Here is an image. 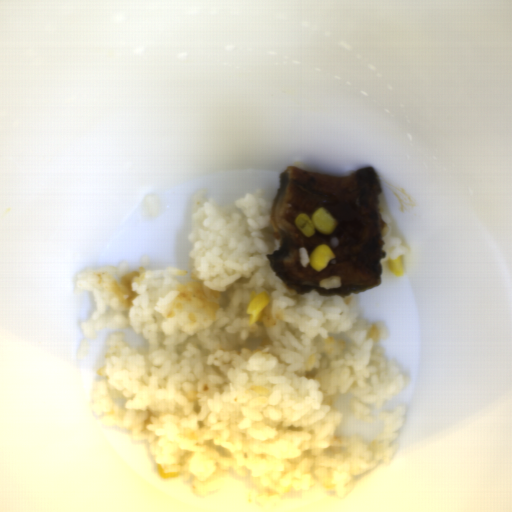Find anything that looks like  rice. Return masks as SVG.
<instances>
[{
	"label": "rice",
	"mask_w": 512,
	"mask_h": 512,
	"mask_svg": "<svg viewBox=\"0 0 512 512\" xmlns=\"http://www.w3.org/2000/svg\"><path fill=\"white\" fill-rule=\"evenodd\" d=\"M209 189L192 201L187 271L155 270L150 256L79 271L75 293L92 292L88 339L132 328L145 338L130 347L111 334L92 388L103 426L147 441L164 473L179 472L197 498L209 499L228 473L250 477V503L268 506L291 489L313 485L344 498L355 478L389 464L407 409L373 416L408 388L398 363L387 362L384 321L367 324L355 292L296 293L274 272L280 248L271 223L274 202L258 188L231 206ZM270 303L249 326L250 293ZM354 394L357 417L381 420L371 442L337 434V396Z\"/></svg>",
	"instance_id": "rice-1"
},
{
	"label": "rice",
	"mask_w": 512,
	"mask_h": 512,
	"mask_svg": "<svg viewBox=\"0 0 512 512\" xmlns=\"http://www.w3.org/2000/svg\"><path fill=\"white\" fill-rule=\"evenodd\" d=\"M380 214L379 217L384 223L383 233L381 241L383 242L382 250L385 251L386 255L383 259H381L380 263L388 264V260H396L398 257H401L402 260L409 253L408 249L403 247L402 240L393 236L392 233V221L391 218L387 217L384 207L380 206Z\"/></svg>",
	"instance_id": "rice-2"
},
{
	"label": "rice",
	"mask_w": 512,
	"mask_h": 512,
	"mask_svg": "<svg viewBox=\"0 0 512 512\" xmlns=\"http://www.w3.org/2000/svg\"><path fill=\"white\" fill-rule=\"evenodd\" d=\"M160 204L159 194L147 195L144 199V208L147 217L157 216L159 214L158 205Z\"/></svg>",
	"instance_id": "rice-3"
},
{
	"label": "rice",
	"mask_w": 512,
	"mask_h": 512,
	"mask_svg": "<svg viewBox=\"0 0 512 512\" xmlns=\"http://www.w3.org/2000/svg\"><path fill=\"white\" fill-rule=\"evenodd\" d=\"M342 284L341 278L339 276L327 277L320 281L319 288H325L326 290L332 288H340Z\"/></svg>",
	"instance_id": "rice-4"
},
{
	"label": "rice",
	"mask_w": 512,
	"mask_h": 512,
	"mask_svg": "<svg viewBox=\"0 0 512 512\" xmlns=\"http://www.w3.org/2000/svg\"><path fill=\"white\" fill-rule=\"evenodd\" d=\"M298 252H299V260H300L301 265L304 268L307 267L309 265V263L311 262L310 254H309L307 248L301 247L298 249Z\"/></svg>",
	"instance_id": "rice-5"
},
{
	"label": "rice",
	"mask_w": 512,
	"mask_h": 512,
	"mask_svg": "<svg viewBox=\"0 0 512 512\" xmlns=\"http://www.w3.org/2000/svg\"><path fill=\"white\" fill-rule=\"evenodd\" d=\"M89 349V342L87 339H82L79 342L77 350V359H83Z\"/></svg>",
	"instance_id": "rice-6"
}]
</instances>
